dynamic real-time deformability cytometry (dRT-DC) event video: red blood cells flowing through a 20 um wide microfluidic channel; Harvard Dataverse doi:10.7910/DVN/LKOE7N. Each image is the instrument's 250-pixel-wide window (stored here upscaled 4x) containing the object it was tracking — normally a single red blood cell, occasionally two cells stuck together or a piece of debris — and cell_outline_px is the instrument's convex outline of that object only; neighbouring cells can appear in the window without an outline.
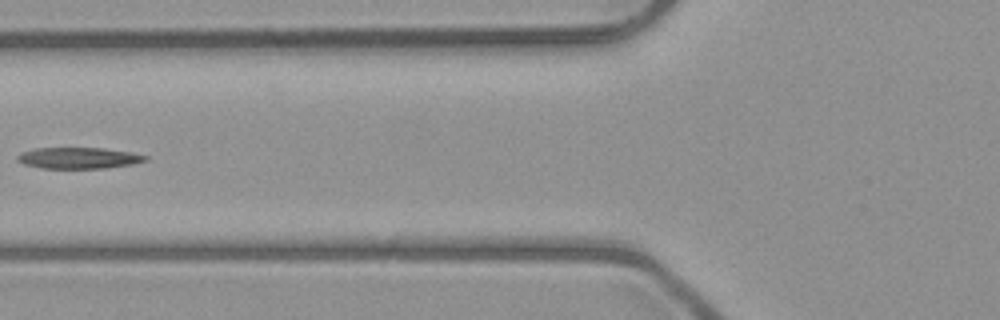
{"species": "common noctule bat (a hibernating species)", "species_latin": "Nyctalus noctula", "temperature_condition": "room temperature", "stored_images_in_passage": 6, "camera_frame_rate_fps": 3000, "um_per_image_px": 0.085, "animal": {"sex": "male", "body_mass_g": 23.1, "forearm_length_mm": 52.7}, "frame": {"image": 1, "passage_image": 5, "time_ms": 5.333, "image_size_px": [1000, 320], "cell_outline_px": [[148, 160], [132, 164], [108, 168], [44, 168], [24, 164], [16, 160], [16, 156], [24, 152], [36, 148], [104, 148], [132, 152], [148, 156]], "centroid_in_image_um": [6.73, 13.43], "position_along_channel_um": 119.1, "area_um2": 15.78}}
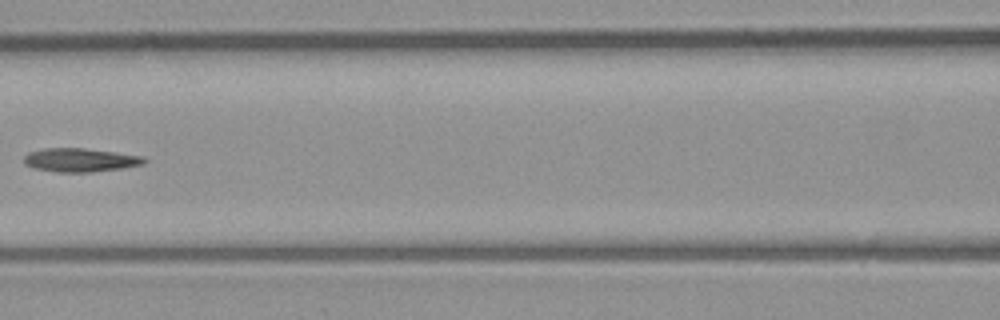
{"frame": {"image": 2, "passage_image": 6, "time_ms": 6.333, "image_size_px": [1000, 320], "cell_outline_px": [[148, 160], [144, 164], [120, 168], [92, 172], [56, 172], [32, 168], [24, 164], [24, 156], [28, 152], [44, 148], [84, 148], [144, 156]], "centroid_in_image_um": [6.79, 13.6], "position_along_channel_um": 159.8, "area_um2": 16.65}}